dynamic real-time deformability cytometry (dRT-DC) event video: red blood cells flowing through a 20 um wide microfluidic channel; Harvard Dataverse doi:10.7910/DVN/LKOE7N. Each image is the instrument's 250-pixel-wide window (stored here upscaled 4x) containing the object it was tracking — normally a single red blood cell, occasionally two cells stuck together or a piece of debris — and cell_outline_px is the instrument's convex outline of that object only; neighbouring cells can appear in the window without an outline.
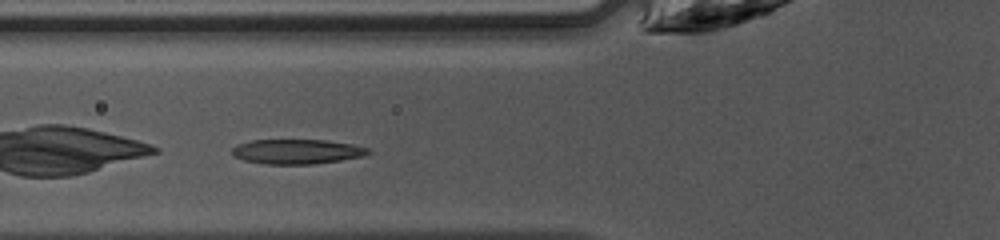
{"species": "common noctule bat (a hibernating species)", "species_latin": "Nyctalus noctula", "temperature_condition": "warm", "stored_images_in_passage": 25, "camera_frame_rate_fps": 3000, "um_per_image_px": 0.085, "animal": {"sex": "female", "body_mass_g": 10.0, "forearm_length_mm": 53.1}, "frame": {"image": 1, "passage_image": 3, "time_ms": 0.667, "image_size_px": [1000, 240], "cell_outline_px": [[372, 152], [364, 156], [340, 160], [312, 164], [264, 164], [244, 160], [232, 156], [232, 148], [236, 144], [252, 140], [324, 140], [352, 144], [368, 148]], "centroid_in_image_um": [25.21, 12.88], "position_along_channel_um": 100.6, "area_um2": 19.65}}
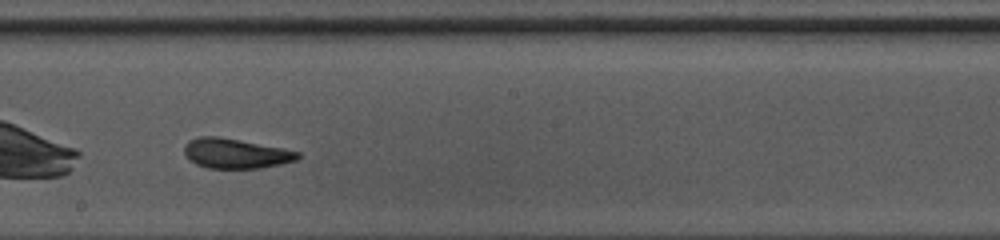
{"frame": {"image": 2, "passage_image": 12, "time_ms": 3.667, "image_size_px": [1000, 240], "cell_outline_px": [[300, 156], [296, 160], [280, 164], [260, 168], [208, 168], [196, 164], [188, 160], [184, 152], [184, 144], [188, 140], [200, 136], [220, 136], [284, 148], [300, 152]], "centroid_in_image_um": [20.0, 13.03], "position_along_channel_um": 228.2, "area_um2": 19.94}}
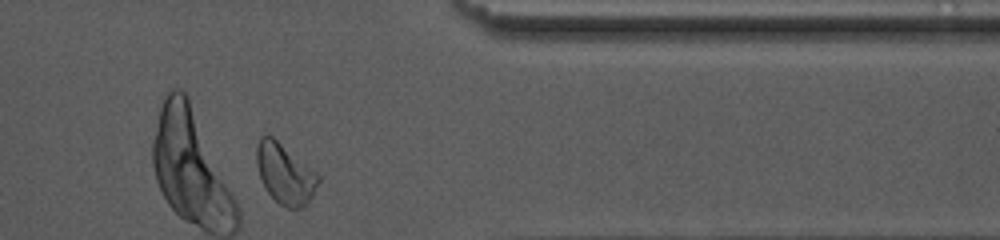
{"frame": {"image": 3, "passage_image": 24, "time_ms": 7.667, "image_size_px": [1000, 240], "cell_outline_px": [[320, 180], [308, 204], [304, 208], [288, 208], [280, 204], [264, 188], [260, 180], [256, 164], [256, 144], [260, 136], [272, 136], [316, 172], [320, 176]], "centroid_in_image_um": [24.2, 14.78], "position_along_channel_um": 387.2, "area_um2": 21.68}, "authors_computed_cell_mechanics": {"area_um2": 19.8254, "velocity_mm_per_s": 4.2333, "shape_relaxation_time_tau1_ms": 3.8267, "shape_relaxation_time_tau2_ms": 1.7687, "deformation_change_tau1": 0.1667, "deformation_change_tau2": 0.09}}